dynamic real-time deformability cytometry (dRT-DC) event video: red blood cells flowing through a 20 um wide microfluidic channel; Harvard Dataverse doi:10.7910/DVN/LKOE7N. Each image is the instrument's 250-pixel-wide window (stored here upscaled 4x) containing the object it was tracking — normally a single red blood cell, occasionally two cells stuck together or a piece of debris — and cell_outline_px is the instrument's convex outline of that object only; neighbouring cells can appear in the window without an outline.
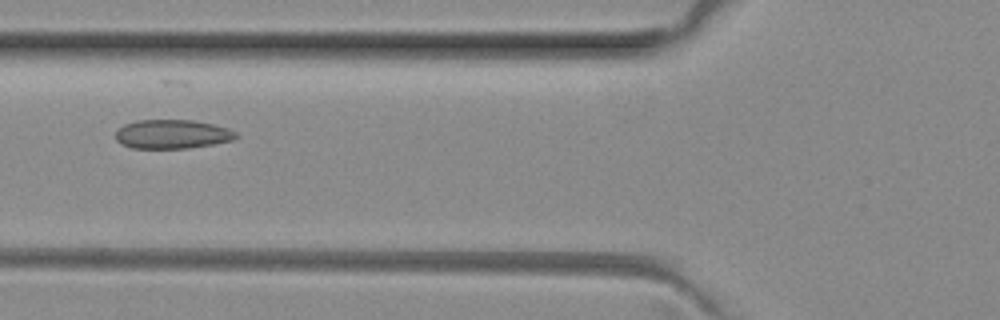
{"species": "common noctule bat (a hibernating species)", "species_latin": "Nyctalus noctula", "temperature_condition": "room temperature", "stored_images_in_passage": 6, "camera_frame_rate_fps": 3000, "um_per_image_px": 0.085, "animal": {"sex": "female", "body_mass_g": 29.2, "forearm_length_mm": 56.3}, "frame": {"image": 1, "passage_image": 6, "time_ms": 1.667, "image_size_px": [1000, 320], "cell_outline_px": [[240, 136], [232, 140], [212, 144], [188, 148], [132, 148], [120, 144], [116, 140], [116, 132], [124, 124], [136, 120], [192, 120], [212, 124], [228, 128], [236, 132]], "centroid_in_image_um": [14.63, 11.4], "position_along_channel_um": 111.2, "area_um2": 20.35}}